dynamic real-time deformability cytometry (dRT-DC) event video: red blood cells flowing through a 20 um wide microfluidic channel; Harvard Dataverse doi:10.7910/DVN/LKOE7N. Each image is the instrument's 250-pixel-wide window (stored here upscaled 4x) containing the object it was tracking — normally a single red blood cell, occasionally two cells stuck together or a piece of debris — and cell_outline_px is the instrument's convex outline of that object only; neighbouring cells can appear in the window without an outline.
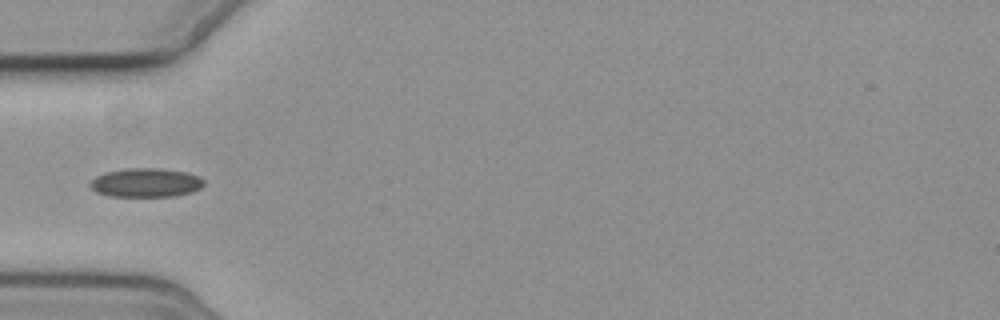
{"species": "common noctule bat (a hibernating species)", "species_latin": "Nyctalus noctula", "temperature_condition": "cold", "stored_images_in_passage": 4, "camera_frame_rate_fps": 3000, "um_per_image_px": 0.085, "animal": {"sex": "female", "body_mass_g": 19.3, "forearm_length_mm": 54.1}, "frame": {"image": 1, "passage_image": 4, "time_ms": 4.667, "image_size_px": [1000, 320], "cell_outline_px": [[204, 184], [200, 188], [192, 192], [176, 196], [108, 196], [96, 192], [88, 184], [96, 176], [104, 172], [128, 168], [160, 168], [188, 172], [200, 176], [204, 180]], "centroid_in_image_um": [12.41, 15.52], "position_along_channel_um": 72.6, "area_um2": 19.36}}